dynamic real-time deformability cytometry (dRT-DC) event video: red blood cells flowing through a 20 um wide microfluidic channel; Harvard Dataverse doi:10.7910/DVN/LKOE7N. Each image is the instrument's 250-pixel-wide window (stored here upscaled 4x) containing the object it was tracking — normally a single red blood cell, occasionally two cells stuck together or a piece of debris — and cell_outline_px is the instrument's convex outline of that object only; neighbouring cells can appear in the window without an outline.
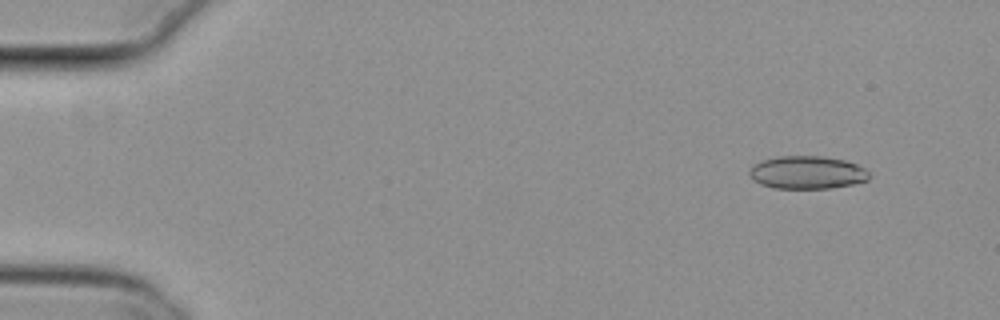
{"species": "common noctule bat (a hibernating species)", "species_latin": "Nyctalus noctula", "temperature_condition": "cold", "stored_images_in_passage": 53, "camera_frame_rate_fps": 3000, "um_per_image_px": 0.085, "animal": {"sex": "female", "body_mass_g": 29.2, "forearm_length_mm": 56.3}, "frame": {"image": 1, "passage_image": 4, "time_ms": 1.0, "image_size_px": [1000, 320], "cell_outline_px": [[872, 176], [868, 180], [852, 184], [832, 188], [772, 188], [760, 184], [752, 180], [748, 172], [752, 164], [764, 160], [780, 156], [824, 156], [844, 160], [856, 164], [864, 168]], "centroid_in_image_um": [68.59, 14.66], "position_along_channel_um": 16.4, "area_um2": 23.12}}
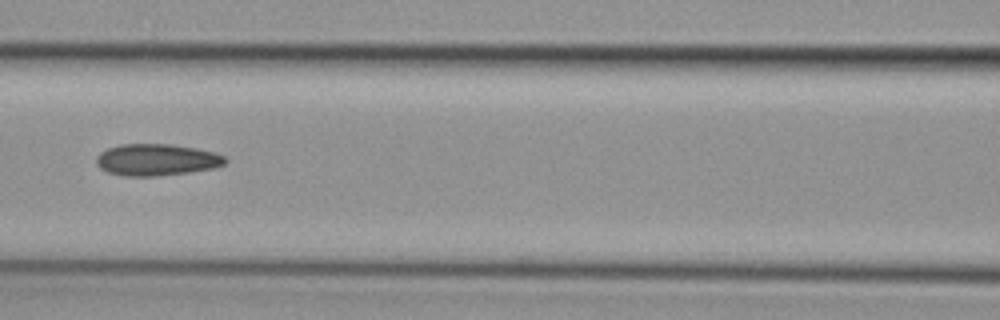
{"frame": {"image": 2, "passage_image": 24, "time_ms": 7.667, "image_size_px": [1000, 320], "cell_outline_px": [[228, 160], [224, 164], [216, 168], [188, 172], [156, 176], [124, 176], [108, 172], [100, 168], [96, 164], [96, 156], [100, 152], [108, 148], [120, 144], [168, 144], [196, 148], [212, 152], [224, 156]], "centroid_in_image_um": [13.29, 13.58], "position_along_channel_um": 153.3, "area_um2": 23.81}}
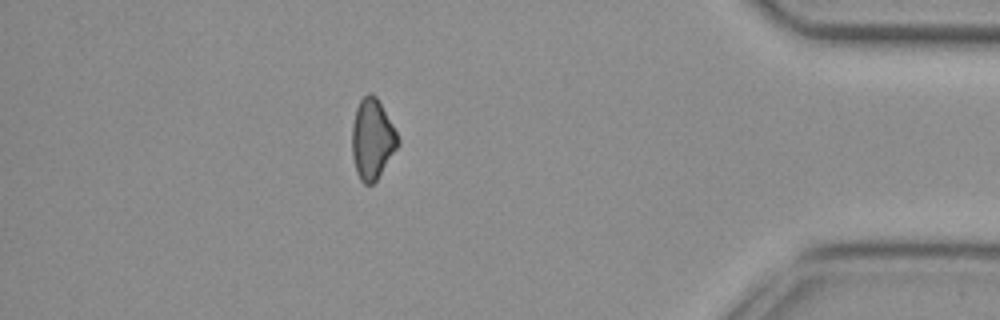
{"frame": {"image": 3, "passage_image": 47, "time_ms": 15.333, "image_size_px": [1000, 320], "cell_outline_px": [[400, 144], [376, 180], [372, 184], [364, 184], [360, 180], [356, 172], [352, 156], [352, 124], [356, 108], [360, 100], [368, 92], [372, 92], [376, 96], [392, 124], [400, 140]], "centroid_in_image_um": [31.63, 11.82], "position_along_channel_um": 403.6, "area_um2": 21.44}, "authors_computed_cell_mechanics": {"area_um2": 23.0044, "velocity_mm_per_s": 3.8086, "shape_relaxation_time_tau1_ms": 9.6285, "shape_relaxation_time_tau2_ms": 7.1422, "deformation_change_tau1": 0.1373, "deformation_change_tau2": 0.1521}}